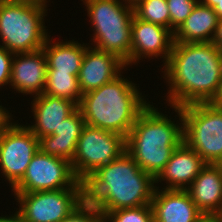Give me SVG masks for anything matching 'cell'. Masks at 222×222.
Here are the masks:
<instances>
[{"label": "cell", "mask_w": 222, "mask_h": 222, "mask_svg": "<svg viewBox=\"0 0 222 222\" xmlns=\"http://www.w3.org/2000/svg\"><path fill=\"white\" fill-rule=\"evenodd\" d=\"M163 68L170 107L208 103L222 78V55L212 42H174Z\"/></svg>", "instance_id": "cell-1"}, {"label": "cell", "mask_w": 222, "mask_h": 222, "mask_svg": "<svg viewBox=\"0 0 222 222\" xmlns=\"http://www.w3.org/2000/svg\"><path fill=\"white\" fill-rule=\"evenodd\" d=\"M84 200L102 214L151 204L155 179L125 151L84 182Z\"/></svg>", "instance_id": "cell-2"}, {"label": "cell", "mask_w": 222, "mask_h": 222, "mask_svg": "<svg viewBox=\"0 0 222 222\" xmlns=\"http://www.w3.org/2000/svg\"><path fill=\"white\" fill-rule=\"evenodd\" d=\"M152 106L148 104L138 115L126 137V152L156 179L183 142V115L180 107L172 106L181 122L178 124Z\"/></svg>", "instance_id": "cell-3"}, {"label": "cell", "mask_w": 222, "mask_h": 222, "mask_svg": "<svg viewBox=\"0 0 222 222\" xmlns=\"http://www.w3.org/2000/svg\"><path fill=\"white\" fill-rule=\"evenodd\" d=\"M122 76L84 93L78 108L86 125L126 138L138 115L150 102L142 96L137 84Z\"/></svg>", "instance_id": "cell-4"}, {"label": "cell", "mask_w": 222, "mask_h": 222, "mask_svg": "<svg viewBox=\"0 0 222 222\" xmlns=\"http://www.w3.org/2000/svg\"><path fill=\"white\" fill-rule=\"evenodd\" d=\"M81 1L86 6L91 28L94 31L93 41L91 39V42L95 43L94 48L116 54L126 66H130L134 8L123 0Z\"/></svg>", "instance_id": "cell-5"}, {"label": "cell", "mask_w": 222, "mask_h": 222, "mask_svg": "<svg viewBox=\"0 0 222 222\" xmlns=\"http://www.w3.org/2000/svg\"><path fill=\"white\" fill-rule=\"evenodd\" d=\"M47 9V4L0 0L1 46L14 54L42 49L49 37Z\"/></svg>", "instance_id": "cell-6"}, {"label": "cell", "mask_w": 222, "mask_h": 222, "mask_svg": "<svg viewBox=\"0 0 222 222\" xmlns=\"http://www.w3.org/2000/svg\"><path fill=\"white\" fill-rule=\"evenodd\" d=\"M180 108L183 141L206 164H218L222 160V107L193 103Z\"/></svg>", "instance_id": "cell-7"}, {"label": "cell", "mask_w": 222, "mask_h": 222, "mask_svg": "<svg viewBox=\"0 0 222 222\" xmlns=\"http://www.w3.org/2000/svg\"><path fill=\"white\" fill-rule=\"evenodd\" d=\"M126 151V138L120 134L85 125L71 162L76 178L84 182L99 167Z\"/></svg>", "instance_id": "cell-8"}, {"label": "cell", "mask_w": 222, "mask_h": 222, "mask_svg": "<svg viewBox=\"0 0 222 222\" xmlns=\"http://www.w3.org/2000/svg\"><path fill=\"white\" fill-rule=\"evenodd\" d=\"M11 117L0 129V171L13 188L24 176L39 139L26 125L12 123Z\"/></svg>", "instance_id": "cell-9"}, {"label": "cell", "mask_w": 222, "mask_h": 222, "mask_svg": "<svg viewBox=\"0 0 222 222\" xmlns=\"http://www.w3.org/2000/svg\"><path fill=\"white\" fill-rule=\"evenodd\" d=\"M65 188H84V183L76 178L68 160L39 149L23 178L11 190L14 193H31Z\"/></svg>", "instance_id": "cell-10"}, {"label": "cell", "mask_w": 222, "mask_h": 222, "mask_svg": "<svg viewBox=\"0 0 222 222\" xmlns=\"http://www.w3.org/2000/svg\"><path fill=\"white\" fill-rule=\"evenodd\" d=\"M14 197L25 222H59L84 201V188L14 193Z\"/></svg>", "instance_id": "cell-11"}, {"label": "cell", "mask_w": 222, "mask_h": 222, "mask_svg": "<svg viewBox=\"0 0 222 222\" xmlns=\"http://www.w3.org/2000/svg\"><path fill=\"white\" fill-rule=\"evenodd\" d=\"M174 43V33L166 27L140 20L135 15L131 26L130 66L141 58H163L164 65L169 59ZM137 62V63H136Z\"/></svg>", "instance_id": "cell-12"}, {"label": "cell", "mask_w": 222, "mask_h": 222, "mask_svg": "<svg viewBox=\"0 0 222 222\" xmlns=\"http://www.w3.org/2000/svg\"><path fill=\"white\" fill-rule=\"evenodd\" d=\"M46 77L47 57L43 49L14 54L9 85L16 93L43 94Z\"/></svg>", "instance_id": "cell-13"}, {"label": "cell", "mask_w": 222, "mask_h": 222, "mask_svg": "<svg viewBox=\"0 0 222 222\" xmlns=\"http://www.w3.org/2000/svg\"><path fill=\"white\" fill-rule=\"evenodd\" d=\"M126 67L125 62L116 54L88 46L78 75L82 94L114 80Z\"/></svg>", "instance_id": "cell-14"}, {"label": "cell", "mask_w": 222, "mask_h": 222, "mask_svg": "<svg viewBox=\"0 0 222 222\" xmlns=\"http://www.w3.org/2000/svg\"><path fill=\"white\" fill-rule=\"evenodd\" d=\"M159 188L151 201L154 222H196L203 215L187 190Z\"/></svg>", "instance_id": "cell-15"}, {"label": "cell", "mask_w": 222, "mask_h": 222, "mask_svg": "<svg viewBox=\"0 0 222 222\" xmlns=\"http://www.w3.org/2000/svg\"><path fill=\"white\" fill-rule=\"evenodd\" d=\"M35 123L27 127L39 139L54 133L78 105L73 101L48 94L33 96L31 102Z\"/></svg>", "instance_id": "cell-16"}, {"label": "cell", "mask_w": 222, "mask_h": 222, "mask_svg": "<svg viewBox=\"0 0 222 222\" xmlns=\"http://www.w3.org/2000/svg\"><path fill=\"white\" fill-rule=\"evenodd\" d=\"M204 160L184 141L173 151L163 171L155 179V185L166 181L164 189L186 190L201 169Z\"/></svg>", "instance_id": "cell-17"}, {"label": "cell", "mask_w": 222, "mask_h": 222, "mask_svg": "<svg viewBox=\"0 0 222 222\" xmlns=\"http://www.w3.org/2000/svg\"><path fill=\"white\" fill-rule=\"evenodd\" d=\"M186 190L203 214L213 215L222 207V167L206 164Z\"/></svg>", "instance_id": "cell-18"}, {"label": "cell", "mask_w": 222, "mask_h": 222, "mask_svg": "<svg viewBox=\"0 0 222 222\" xmlns=\"http://www.w3.org/2000/svg\"><path fill=\"white\" fill-rule=\"evenodd\" d=\"M85 125L82 113L77 108L53 134L39 138V149L48 155L66 159L71 163Z\"/></svg>", "instance_id": "cell-19"}, {"label": "cell", "mask_w": 222, "mask_h": 222, "mask_svg": "<svg viewBox=\"0 0 222 222\" xmlns=\"http://www.w3.org/2000/svg\"><path fill=\"white\" fill-rule=\"evenodd\" d=\"M218 23L214 9L198 2L190 15L174 32V42H212Z\"/></svg>", "instance_id": "cell-20"}, {"label": "cell", "mask_w": 222, "mask_h": 222, "mask_svg": "<svg viewBox=\"0 0 222 222\" xmlns=\"http://www.w3.org/2000/svg\"><path fill=\"white\" fill-rule=\"evenodd\" d=\"M87 47V43L80 44L74 40L53 43L49 36L42 48L47 57V72L78 76Z\"/></svg>", "instance_id": "cell-21"}, {"label": "cell", "mask_w": 222, "mask_h": 222, "mask_svg": "<svg viewBox=\"0 0 222 222\" xmlns=\"http://www.w3.org/2000/svg\"><path fill=\"white\" fill-rule=\"evenodd\" d=\"M44 94L66 98L77 105L82 99L78 76L63 72H47Z\"/></svg>", "instance_id": "cell-22"}, {"label": "cell", "mask_w": 222, "mask_h": 222, "mask_svg": "<svg viewBox=\"0 0 222 222\" xmlns=\"http://www.w3.org/2000/svg\"><path fill=\"white\" fill-rule=\"evenodd\" d=\"M133 8L134 15L140 20L170 29L167 0H140Z\"/></svg>", "instance_id": "cell-23"}, {"label": "cell", "mask_w": 222, "mask_h": 222, "mask_svg": "<svg viewBox=\"0 0 222 222\" xmlns=\"http://www.w3.org/2000/svg\"><path fill=\"white\" fill-rule=\"evenodd\" d=\"M103 222H154L151 204L104 213Z\"/></svg>", "instance_id": "cell-24"}, {"label": "cell", "mask_w": 222, "mask_h": 222, "mask_svg": "<svg viewBox=\"0 0 222 222\" xmlns=\"http://www.w3.org/2000/svg\"><path fill=\"white\" fill-rule=\"evenodd\" d=\"M199 0H167L170 13V30L174 33L190 15Z\"/></svg>", "instance_id": "cell-25"}, {"label": "cell", "mask_w": 222, "mask_h": 222, "mask_svg": "<svg viewBox=\"0 0 222 222\" xmlns=\"http://www.w3.org/2000/svg\"><path fill=\"white\" fill-rule=\"evenodd\" d=\"M59 222H103V214L96 206L84 200Z\"/></svg>", "instance_id": "cell-26"}, {"label": "cell", "mask_w": 222, "mask_h": 222, "mask_svg": "<svg viewBox=\"0 0 222 222\" xmlns=\"http://www.w3.org/2000/svg\"><path fill=\"white\" fill-rule=\"evenodd\" d=\"M13 56L14 53L9 52L4 46L0 45V88L10 82Z\"/></svg>", "instance_id": "cell-27"}, {"label": "cell", "mask_w": 222, "mask_h": 222, "mask_svg": "<svg viewBox=\"0 0 222 222\" xmlns=\"http://www.w3.org/2000/svg\"><path fill=\"white\" fill-rule=\"evenodd\" d=\"M212 43L216 45L217 50L222 55V19H218L217 28Z\"/></svg>", "instance_id": "cell-28"}, {"label": "cell", "mask_w": 222, "mask_h": 222, "mask_svg": "<svg viewBox=\"0 0 222 222\" xmlns=\"http://www.w3.org/2000/svg\"><path fill=\"white\" fill-rule=\"evenodd\" d=\"M210 105H214L217 107H222V78L219 82L217 91L213 98L208 102Z\"/></svg>", "instance_id": "cell-29"}, {"label": "cell", "mask_w": 222, "mask_h": 222, "mask_svg": "<svg viewBox=\"0 0 222 222\" xmlns=\"http://www.w3.org/2000/svg\"><path fill=\"white\" fill-rule=\"evenodd\" d=\"M0 222H25L20 212L17 210L11 216H0Z\"/></svg>", "instance_id": "cell-30"}, {"label": "cell", "mask_w": 222, "mask_h": 222, "mask_svg": "<svg viewBox=\"0 0 222 222\" xmlns=\"http://www.w3.org/2000/svg\"><path fill=\"white\" fill-rule=\"evenodd\" d=\"M11 117V113L7 111L6 107L0 105V129Z\"/></svg>", "instance_id": "cell-31"}, {"label": "cell", "mask_w": 222, "mask_h": 222, "mask_svg": "<svg viewBox=\"0 0 222 222\" xmlns=\"http://www.w3.org/2000/svg\"><path fill=\"white\" fill-rule=\"evenodd\" d=\"M196 222H218L214 215L203 214Z\"/></svg>", "instance_id": "cell-32"}, {"label": "cell", "mask_w": 222, "mask_h": 222, "mask_svg": "<svg viewBox=\"0 0 222 222\" xmlns=\"http://www.w3.org/2000/svg\"><path fill=\"white\" fill-rule=\"evenodd\" d=\"M222 0H199V2L205 6H209L211 8L216 7L219 2H221Z\"/></svg>", "instance_id": "cell-33"}, {"label": "cell", "mask_w": 222, "mask_h": 222, "mask_svg": "<svg viewBox=\"0 0 222 222\" xmlns=\"http://www.w3.org/2000/svg\"><path fill=\"white\" fill-rule=\"evenodd\" d=\"M2 1H17V2H30L36 4H47V0H2Z\"/></svg>", "instance_id": "cell-34"}, {"label": "cell", "mask_w": 222, "mask_h": 222, "mask_svg": "<svg viewBox=\"0 0 222 222\" xmlns=\"http://www.w3.org/2000/svg\"><path fill=\"white\" fill-rule=\"evenodd\" d=\"M214 12L217 14L218 19H222V1L213 8Z\"/></svg>", "instance_id": "cell-35"}, {"label": "cell", "mask_w": 222, "mask_h": 222, "mask_svg": "<svg viewBox=\"0 0 222 222\" xmlns=\"http://www.w3.org/2000/svg\"><path fill=\"white\" fill-rule=\"evenodd\" d=\"M218 222H222V207L213 214Z\"/></svg>", "instance_id": "cell-36"}, {"label": "cell", "mask_w": 222, "mask_h": 222, "mask_svg": "<svg viewBox=\"0 0 222 222\" xmlns=\"http://www.w3.org/2000/svg\"><path fill=\"white\" fill-rule=\"evenodd\" d=\"M126 4L130 5V6H134L136 5L140 0H123Z\"/></svg>", "instance_id": "cell-37"}, {"label": "cell", "mask_w": 222, "mask_h": 222, "mask_svg": "<svg viewBox=\"0 0 222 222\" xmlns=\"http://www.w3.org/2000/svg\"><path fill=\"white\" fill-rule=\"evenodd\" d=\"M218 164L222 167V160Z\"/></svg>", "instance_id": "cell-38"}]
</instances>
